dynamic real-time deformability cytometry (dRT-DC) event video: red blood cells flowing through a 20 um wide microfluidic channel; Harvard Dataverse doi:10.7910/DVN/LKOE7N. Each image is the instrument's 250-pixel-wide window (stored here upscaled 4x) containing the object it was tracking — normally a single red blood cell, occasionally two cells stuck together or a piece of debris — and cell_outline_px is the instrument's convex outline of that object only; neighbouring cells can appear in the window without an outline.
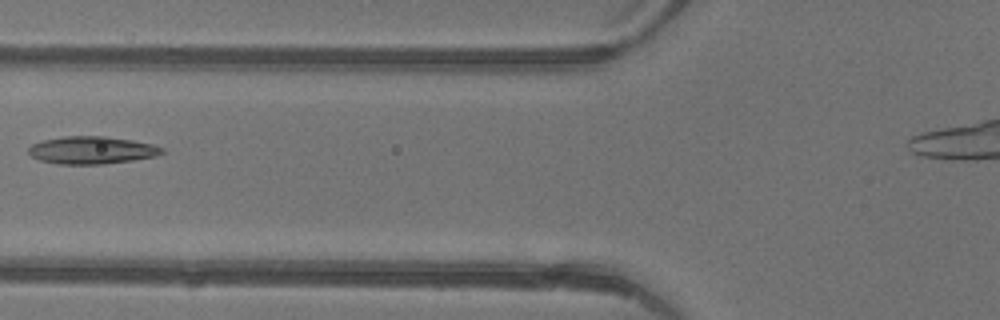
{"species": "common noctule bat (a hibernating species)", "species_latin": "Nyctalus noctula", "temperature_condition": "warm", "stored_images_in_passage": 3, "camera_frame_rate_fps": 3000, "um_per_image_px": 0.085, "animal": {"sex": "female"}, "frame": {"image": 1, "passage_image": 2, "time_ms": 0.333, "image_size_px": [1000, 320], "cell_outline_px": [[164, 152], [156, 156], [132, 160], [104, 164], [60, 164], [40, 160], [32, 156], [28, 152], [28, 148], [32, 144], [44, 140], [64, 136], [104, 136], [132, 140], [152, 144], [164, 148]], "centroid_in_image_um": [7.81, 12.76], "position_along_channel_um": 118.0, "area_um2": 21.33}}